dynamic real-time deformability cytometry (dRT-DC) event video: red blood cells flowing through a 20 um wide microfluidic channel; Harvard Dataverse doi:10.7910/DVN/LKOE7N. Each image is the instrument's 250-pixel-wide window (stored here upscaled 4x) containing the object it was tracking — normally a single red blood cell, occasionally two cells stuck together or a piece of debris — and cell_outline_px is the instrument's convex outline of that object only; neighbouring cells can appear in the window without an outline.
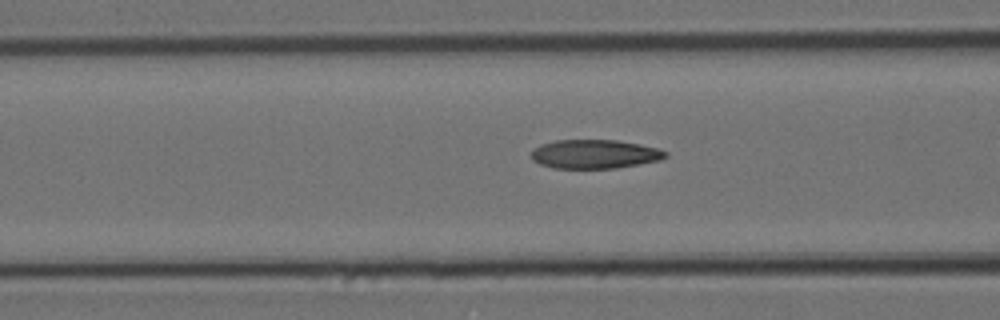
{"species": "Egyptian fruit bat (a non-hibernating species)", "species_latin": "Rousettus aegyptiacus", "temperature_condition": "cold", "stored_images_in_passage": 9, "camera_frame_rate_fps": 3000, "um_per_image_px": 0.085, "animal": {"sex": "female"}, "frame": {"image": 1, "passage_image": 7, "time_ms": 2.0, "image_size_px": [1000, 320], "cell_outline_px": [[668, 156], [660, 160], [640, 164], [616, 168], [552, 168], [540, 164], [532, 160], [532, 148], [540, 144], [556, 140], [616, 140], [640, 144], [656, 148], [668, 152]], "centroid_in_image_um": [50.53, 13.1], "position_along_channel_um": 116.1, "area_um2": 22.72}}